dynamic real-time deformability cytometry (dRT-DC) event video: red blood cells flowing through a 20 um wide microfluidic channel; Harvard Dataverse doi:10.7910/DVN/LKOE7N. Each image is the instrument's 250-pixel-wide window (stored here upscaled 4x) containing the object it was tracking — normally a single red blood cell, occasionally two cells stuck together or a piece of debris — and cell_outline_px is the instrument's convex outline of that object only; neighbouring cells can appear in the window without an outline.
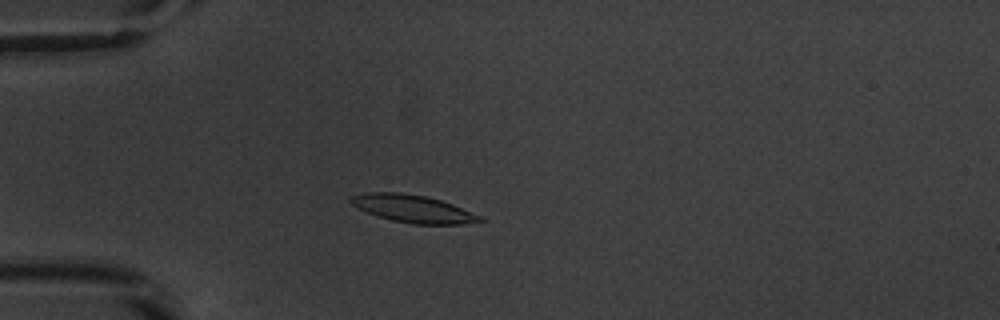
{"species": "common noctule bat (a hibernating species)", "species_latin": "Nyctalus noctula", "temperature_condition": "warm", "stored_images_in_passage": 40, "camera_frame_rate_fps": 3000, "um_per_image_px": 0.085, "animal": {"sex": "male", "body_mass_g": 20.1, "forearm_length_mm": 53.5}, "frame": {"image": 1, "passage_image": 2, "time_ms": 0.333, "image_size_px": [1000, 320], "cell_outline_px": [[484, 220], [460, 224], [412, 224], [392, 220], [368, 212], [352, 204], [348, 200], [348, 196], [364, 192], [400, 192], [428, 196], [452, 204], [480, 216]], "centroid_in_image_um": [35.04, 17.72], "position_along_channel_um": 50.0, "area_um2": 20.52}}
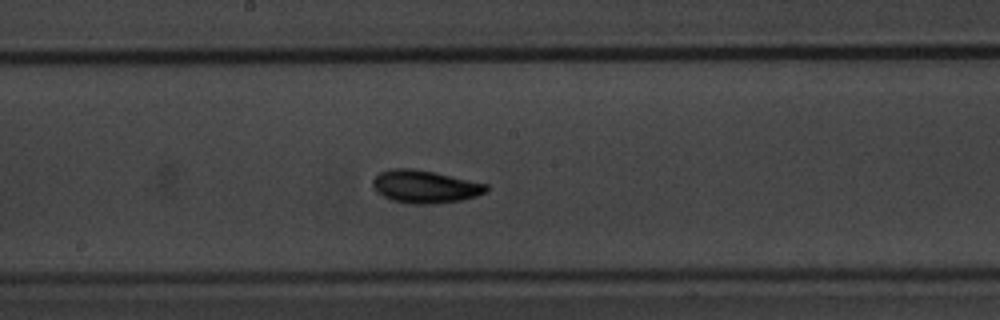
{"frame": {"image": 2, "passage_image": 16, "time_ms": 5.0, "image_size_px": [1000, 320], "cell_outline_px": [[488, 188], [484, 192], [476, 196], [460, 200], [432, 204], [416, 204], [392, 200], [376, 192], [372, 184], [372, 180], [380, 172], [388, 168], [412, 168], [436, 172], [488, 184]], "centroid_in_image_um": [36.1, 15.84], "position_along_channel_um": 212.1, "area_um2": 21.68}}
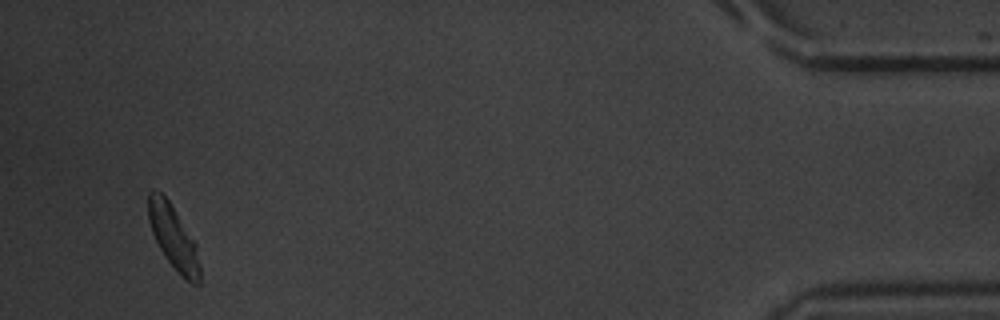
{"frame": {"image": 3, "passage_image": 38, "time_ms": 12.333, "image_size_px": [1000, 320], "cell_outline_px": [[200, 284], [192, 284], [164, 256], [152, 232], [148, 220], [148, 192], [152, 188], [156, 188], [168, 200], [196, 244], [200, 264]], "centroid_in_image_um": [14.72, 20.13], "position_along_channel_um": 420.5, "area_um2": 18.73}, "authors_computed_cell_mechanics": {"area_um2": 19.652, "velocity_mm_per_s": 3.8114, "shape_relaxation_time_tau1_ms": 2.491, "shape_relaxation_time_tau2_ms": 3.9634, "deformation_change_tau1": 0.1359, "deformation_change_tau2": 0.0821}}